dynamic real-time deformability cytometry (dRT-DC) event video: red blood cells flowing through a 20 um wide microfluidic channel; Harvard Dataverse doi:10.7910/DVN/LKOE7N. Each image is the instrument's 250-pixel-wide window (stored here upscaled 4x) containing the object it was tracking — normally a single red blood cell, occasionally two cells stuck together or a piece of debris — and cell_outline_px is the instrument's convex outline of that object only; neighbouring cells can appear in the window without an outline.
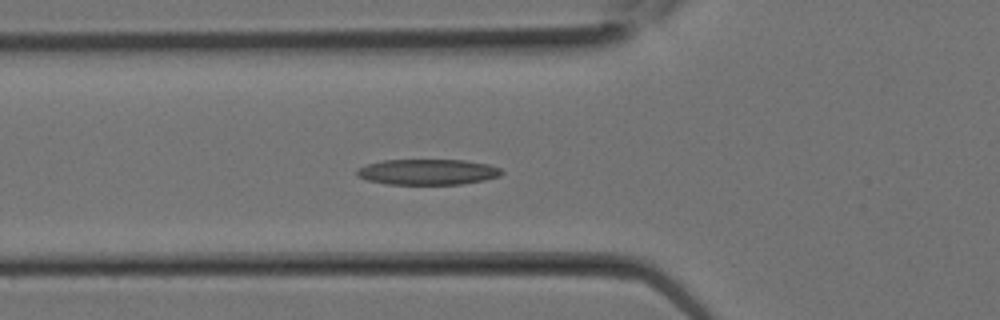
{"species": "Egyptian fruit bat (a non-hibernating species)", "species_latin": "Rousettus aegyptiacus", "temperature_condition": "room temperature", "stored_images_in_passage": 7, "camera_frame_rate_fps": 3000, "um_per_image_px": 0.085, "animal": {"sex": "female"}, "frame": {"image": 1, "passage_image": 5, "time_ms": 1.333, "image_size_px": [1000, 320], "cell_outline_px": [[504, 172], [500, 176], [484, 180], [460, 184], [384, 184], [368, 180], [356, 176], [356, 168], [368, 164], [384, 160], [464, 160], [488, 164], [500, 168]], "centroid_in_image_um": [36.34, 14.61], "position_along_channel_um": 89.5, "area_um2": 21.68}}
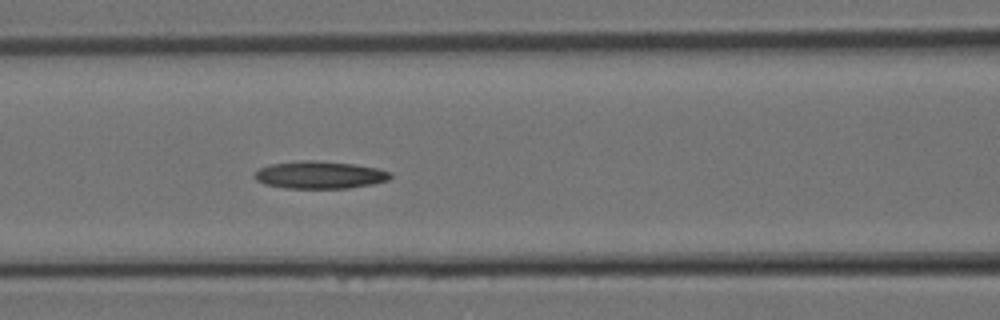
{"frame": {"image": 2, "passage_image": 7, "time_ms": 2.0, "image_size_px": [1000, 320], "cell_outline_px": [[392, 176], [388, 180], [372, 184], [348, 188], [284, 188], [264, 184], [256, 180], [252, 176], [260, 168], [268, 164], [300, 160], [316, 160], [356, 164], [376, 168], [392, 172]], "centroid_in_image_um": [27.15, 14.86], "position_along_channel_um": 139.4, "area_um2": 21.96}}